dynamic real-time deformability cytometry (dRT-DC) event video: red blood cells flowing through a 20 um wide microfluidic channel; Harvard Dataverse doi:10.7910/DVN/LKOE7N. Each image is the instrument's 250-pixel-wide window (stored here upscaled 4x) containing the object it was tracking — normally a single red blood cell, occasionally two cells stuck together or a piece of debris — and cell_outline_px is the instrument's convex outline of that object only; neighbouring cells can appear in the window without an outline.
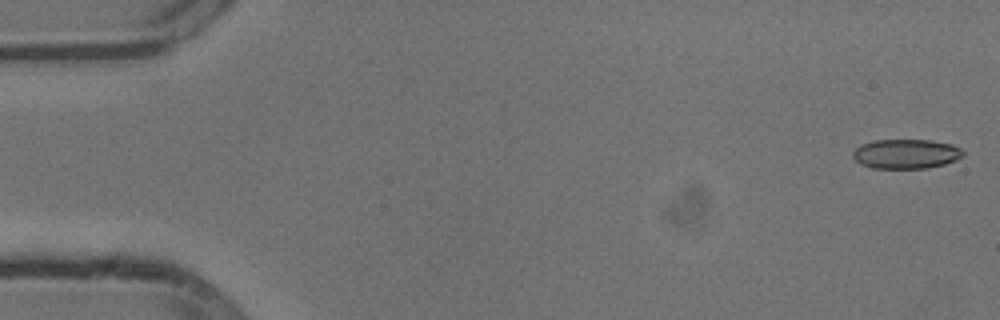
{"species": "common noctule bat (a hibernating species)", "species_latin": "Nyctalus noctula", "temperature_condition": "cold", "stored_images_in_passage": 5, "camera_frame_rate_fps": 3000, "um_per_image_px": 0.085, "animal": {"sex": "male", "body_mass_g": 13.3}, "frame": {"image": 1, "passage_image": 1, "time_ms": 0.0, "image_size_px": [1000, 320], "cell_outline_px": [[964, 156], [956, 160], [944, 164], [928, 168], [872, 168], [860, 164], [852, 156], [852, 152], [860, 144], [872, 140], [932, 140], [952, 144], [960, 148], [964, 152]], "centroid_in_image_um": [77.01, 13.07], "position_along_channel_um": 8.0, "area_um2": 19.13}}